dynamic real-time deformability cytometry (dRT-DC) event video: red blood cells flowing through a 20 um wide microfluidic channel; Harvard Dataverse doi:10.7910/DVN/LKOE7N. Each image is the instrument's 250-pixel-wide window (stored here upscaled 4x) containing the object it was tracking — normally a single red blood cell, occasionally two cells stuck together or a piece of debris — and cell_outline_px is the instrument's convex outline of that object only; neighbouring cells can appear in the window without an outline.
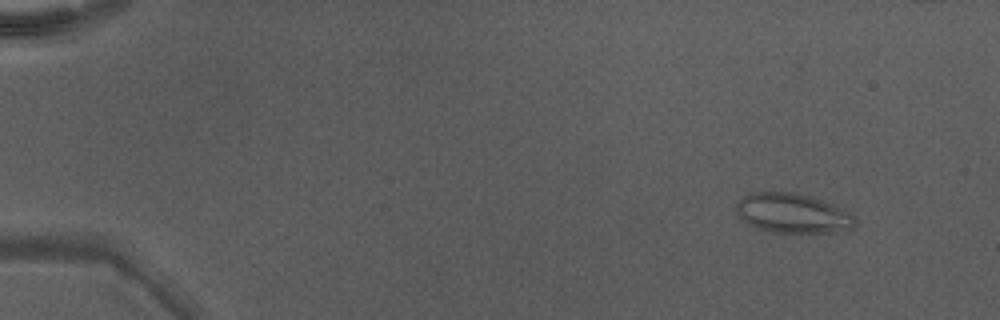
{"species": "Egyptian fruit bat (a non-hibernating species)", "species_latin": "Rousettus aegyptiacus", "temperature_condition": "warm", "stored_images_in_passage": 11, "camera_frame_rate_fps": 3000, "um_per_image_px": 0.085, "animal": {"sex": "male"}, "frame": {"image": 1, "passage_image": 2, "time_ms": 0.333, "image_size_px": [1000, 320], "cell_outline_px": [[856, 224], [852, 228], [832, 232], [772, 232], [756, 228], [748, 224], [736, 212], [736, 204], [748, 192], [792, 192], [808, 196], [832, 204], [852, 212], [856, 220]], "centroid_in_image_um": [67.38, 18.12], "position_along_channel_um": 17.6, "area_um2": 27.28}}